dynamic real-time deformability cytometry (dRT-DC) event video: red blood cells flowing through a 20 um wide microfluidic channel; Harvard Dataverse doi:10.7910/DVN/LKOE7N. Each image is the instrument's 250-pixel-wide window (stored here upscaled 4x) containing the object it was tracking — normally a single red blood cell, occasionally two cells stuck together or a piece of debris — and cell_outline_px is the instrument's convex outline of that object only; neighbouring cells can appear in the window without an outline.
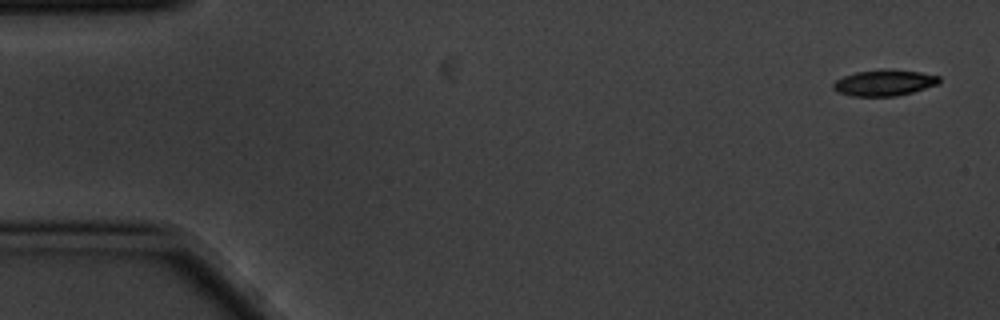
{"species": "common noctule bat (a hibernating species)", "species_latin": "Nyctalus noctula", "temperature_condition": "cold", "stored_images_in_passage": 5, "camera_frame_rate_fps": 3000, "um_per_image_px": 0.085, "animal": {"sex": "male", "body_mass_g": 20.1, "forearm_length_mm": 53.5}, "frame": {"image": 1, "passage_image": 1, "time_ms": 0.0, "image_size_px": [1000, 320], "cell_outline_px": [[940, 84], [912, 92], [896, 96], [852, 96], [836, 92], [832, 88], [832, 84], [836, 80], [844, 76], [856, 72], [884, 68], [888, 68], [920, 72], [940, 76]], "centroid_in_image_um": [75.16, 7.03], "position_along_channel_um": 9.8, "area_um2": 16.36}}
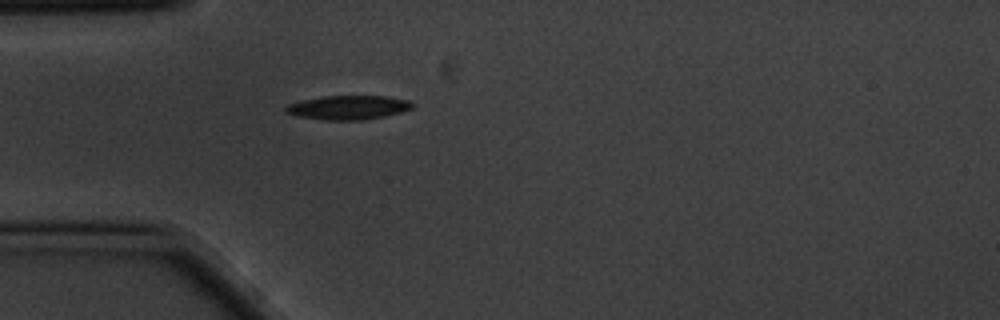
{"frame": {"image": 2, "passage_image": 5, "time_ms": 1.333, "image_size_px": [1000, 320], "cell_outline_px": [[412, 108], [400, 112], [384, 116], [364, 120], [328, 120], [296, 116], [284, 112], [284, 108], [288, 104], [300, 100], [324, 96], [384, 96], [408, 100], [412, 104]], "centroid_in_image_um": [29.54, 9.14], "position_along_channel_um": 55.5, "area_um2": 17.69}}